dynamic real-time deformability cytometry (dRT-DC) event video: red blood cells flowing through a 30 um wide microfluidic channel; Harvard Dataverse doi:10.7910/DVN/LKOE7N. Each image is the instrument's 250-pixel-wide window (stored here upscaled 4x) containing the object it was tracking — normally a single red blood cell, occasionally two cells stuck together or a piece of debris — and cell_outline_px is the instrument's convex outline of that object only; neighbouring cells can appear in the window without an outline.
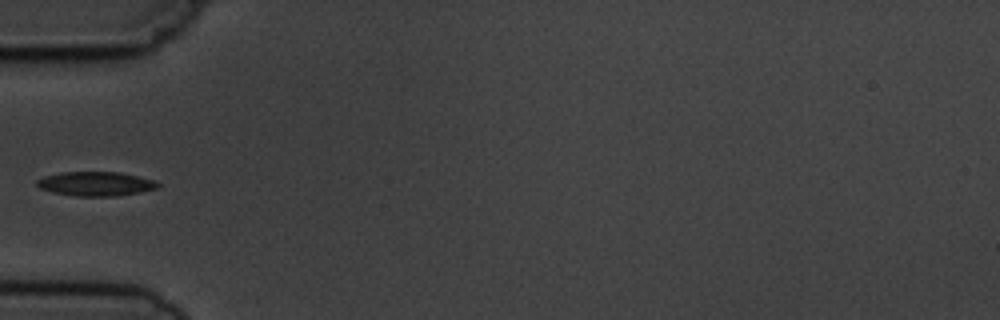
{"species": "common noctule bat (a hibernating species)", "species_latin": "Nyctalus noctula", "temperature_condition": "cold", "stored_images_in_passage": 7, "segment_of_instrument_passage": [2, 2], "camera_frame_rate_fps": 3000, "um_per_image_px": 0.085, "animal": {"sex": "male", "body_mass_g": 19.5, "forearm_length_mm": 54.6}, "frame": {"image": 1, "passage_image": 6, "time_ms": 5.667, "image_size_px": [1000, 320], "cell_outline_px": [[160, 188], [140, 192], [116, 196], [76, 196], [52, 192], [40, 188], [36, 184], [36, 180], [44, 176], [60, 172], [120, 172], [152, 180], [160, 184]], "centroid_in_image_um": [8.12, 15.62], "position_along_channel_um": 76.9, "area_um2": 17.05}}
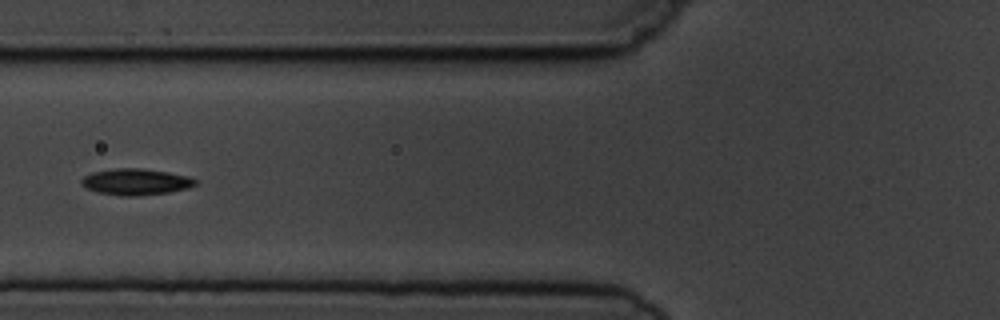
{"frame": {"image": 2, "passage_image": 7, "time_ms": 6.667, "image_size_px": [1000, 320], "cell_outline_px": [[200, 180], [196, 184], [188, 188], [168, 192], [136, 196], [124, 196], [96, 192], [80, 184], [80, 180], [84, 176], [92, 172], [116, 168], [144, 168], [168, 172], [188, 176]], "centroid_in_image_um": [11.55, 15.45], "position_along_channel_um": 114.2, "area_um2": 17.57}}